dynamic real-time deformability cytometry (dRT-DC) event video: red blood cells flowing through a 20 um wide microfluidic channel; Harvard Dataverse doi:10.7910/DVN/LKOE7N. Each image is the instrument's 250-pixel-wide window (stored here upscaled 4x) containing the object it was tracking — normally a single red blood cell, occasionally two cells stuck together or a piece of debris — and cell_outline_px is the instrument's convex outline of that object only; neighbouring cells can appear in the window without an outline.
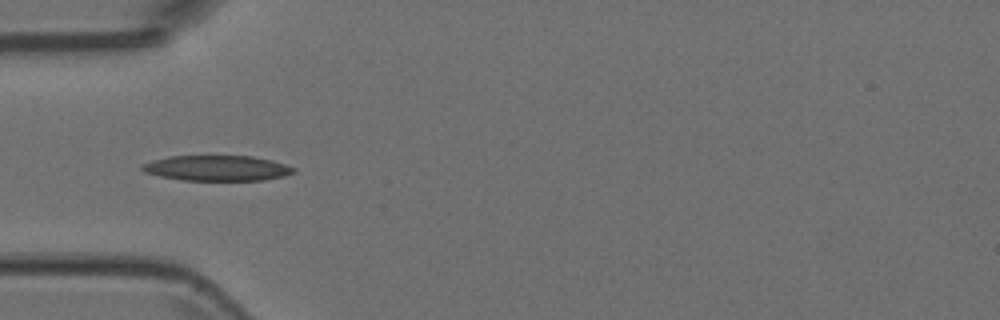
{"species": "Egyptian fruit bat (a non-hibernating species)", "species_latin": "Rousettus aegyptiacus", "temperature_condition": "room temperature", "stored_images_in_passage": 10, "camera_frame_rate_fps": 3000, "um_per_image_px": 0.085, "animal": {"sex": "female"}, "frame": {"image": 1, "passage_image": 5, "time_ms": 1.333, "image_size_px": [1000, 320], "cell_outline_px": [[296, 172], [284, 176], [264, 180], [184, 180], [160, 176], [144, 172], [140, 168], [140, 164], [152, 160], [168, 156], [252, 156], [272, 160], [296, 168]], "centroid_in_image_um": [18.43, 14.28], "position_along_channel_um": 66.6, "area_um2": 22.48}}
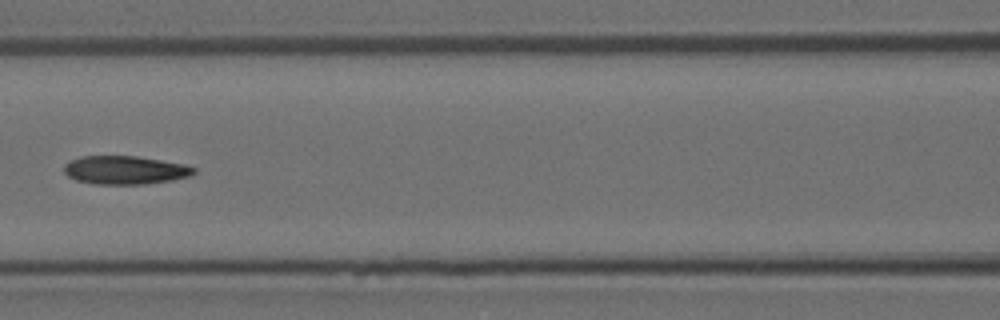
{"frame": {"image": 2, "passage_image": 7, "time_ms": 2.0, "image_size_px": [1000, 320], "cell_outline_px": [[196, 172], [192, 176], [172, 180], [144, 184], [92, 184], [76, 180], [68, 176], [64, 172], [64, 164], [68, 160], [80, 156], [136, 156], [184, 164], [196, 168]], "centroid_in_image_um": [10.61, 14.45], "position_along_channel_um": 156.0, "area_um2": 21.68}}
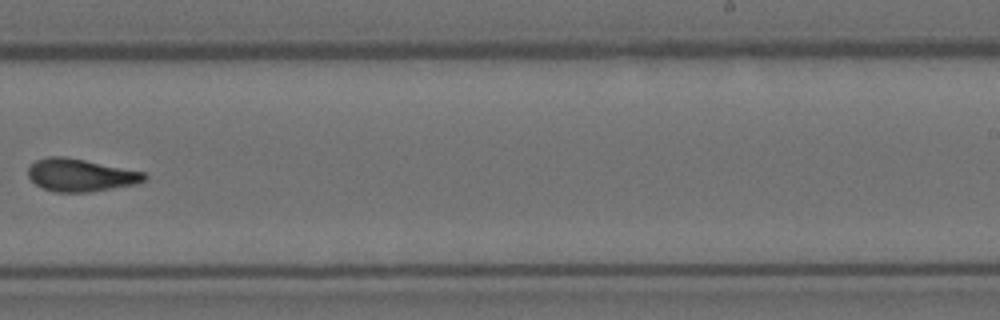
{"frame": {"image": 3, "passage_image": 10, "time_ms": 3.0, "image_size_px": [1000, 320], "cell_outline_px": [[148, 180], [136, 184], [88, 192], [56, 192], [44, 188], [36, 184], [28, 176], [28, 168], [36, 160], [48, 156], [64, 156], [144, 172], [148, 176]], "centroid_in_image_um": [6.86, 14.88], "position_along_channel_um": 282.1, "area_um2": 21.96}}